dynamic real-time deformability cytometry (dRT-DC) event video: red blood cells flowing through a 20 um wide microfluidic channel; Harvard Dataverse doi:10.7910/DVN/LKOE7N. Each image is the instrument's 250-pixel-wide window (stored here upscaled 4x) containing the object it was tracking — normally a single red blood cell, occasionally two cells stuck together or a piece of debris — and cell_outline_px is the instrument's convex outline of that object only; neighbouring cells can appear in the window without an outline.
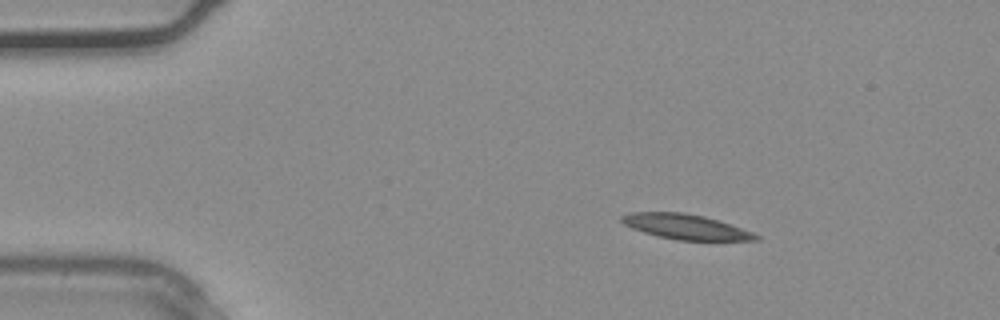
{"species": "common noctule bat (a hibernating species)", "species_latin": "Nyctalus noctula", "temperature_condition": "warm", "stored_images_in_passage": 35, "camera_frame_rate_fps": 3000, "um_per_image_px": 0.085, "animal": {"sex": "male", "body_mass_g": 20.4}, "frame": {"image": 1, "passage_image": 5, "time_ms": 1.333, "image_size_px": [1000, 320], "cell_outline_px": [[760, 240], [676, 240], [656, 236], [632, 228], [624, 224], [620, 220], [620, 216], [628, 212], [684, 212], [704, 216], [752, 232], [760, 236]], "centroid_in_image_um": [58.22, 19.27], "position_along_channel_um": 26.8, "area_um2": 19.48}}
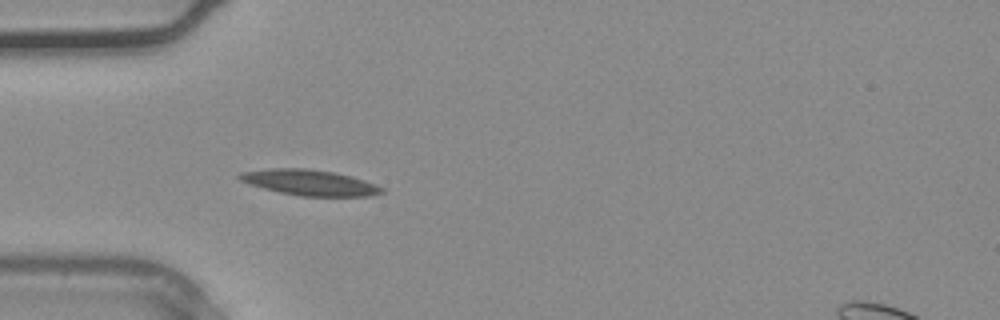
{"frame": {"image": 2, "passage_image": 10, "time_ms": 3.0, "image_size_px": [1000, 320], "cell_outline_px": [[384, 192], [372, 196], [300, 196], [280, 192], [264, 188], [240, 180], [236, 176], [240, 172], [272, 168], [304, 168], [332, 172], [352, 176], [376, 184], [384, 188]], "centroid_in_image_um": [26.35, 15.52], "position_along_channel_um": 58.6, "area_um2": 21.15}}
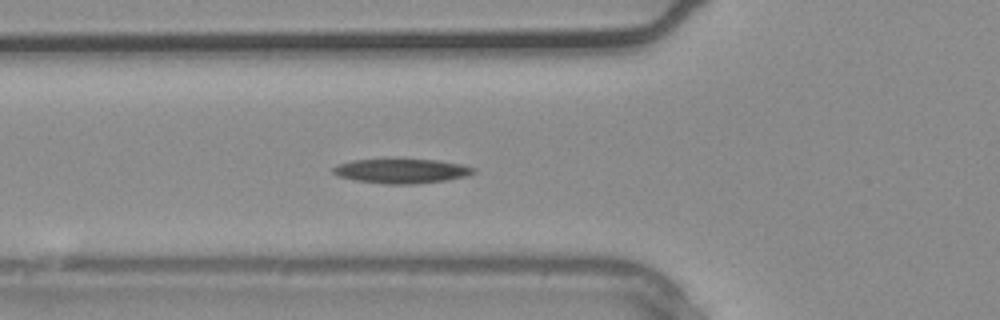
{"frame": {"image": 3, "passage_image": 12, "time_ms": 3.667, "image_size_px": [1000, 320], "cell_outline_px": [[476, 172], [464, 176], [444, 180], [412, 184], [384, 184], [356, 180], [340, 176], [332, 172], [332, 168], [336, 164], [352, 160], [400, 156], [436, 160], [460, 164], [476, 168]], "centroid_in_image_um": [34.07, 14.48], "position_along_channel_um": 91.7, "area_um2": 20.87}}